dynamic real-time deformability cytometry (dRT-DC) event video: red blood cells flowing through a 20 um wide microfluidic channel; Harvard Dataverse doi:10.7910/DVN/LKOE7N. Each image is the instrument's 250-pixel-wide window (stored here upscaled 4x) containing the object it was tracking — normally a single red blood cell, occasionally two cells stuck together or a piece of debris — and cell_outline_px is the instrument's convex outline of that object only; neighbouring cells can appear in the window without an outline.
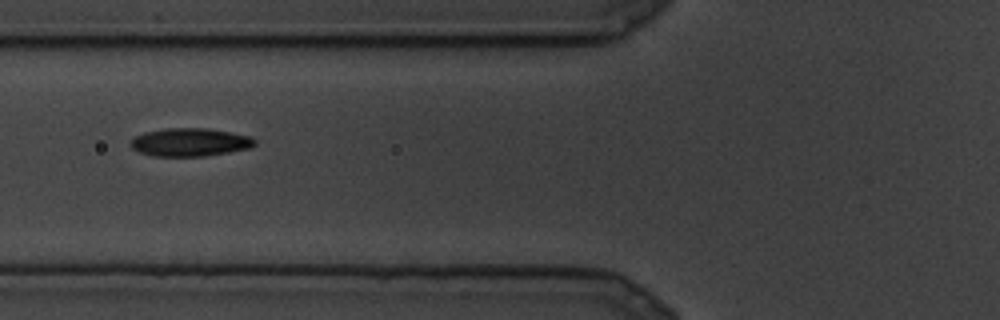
{"species": "common noctule bat (a hibernating species)", "species_latin": "Nyctalus noctula", "temperature_condition": "cold", "stored_images_in_passage": 14, "camera_frame_rate_fps": 3000, "um_per_image_px": 0.085, "animal": {"sex": "male", "body_mass_g": 19.5, "forearm_length_mm": 54.6}, "frame": {"image": 1, "passage_image": 11, "time_ms": 3.333, "image_size_px": [1000, 320], "cell_outline_px": [[256, 144], [252, 148], [204, 156], [152, 156], [140, 152], [132, 148], [132, 140], [136, 136], [144, 132], [164, 128], [204, 128], [228, 132], [248, 136], [256, 140]], "centroid_in_image_um": [16.15, 12.09], "position_along_channel_um": 109.6, "area_um2": 20.17}}
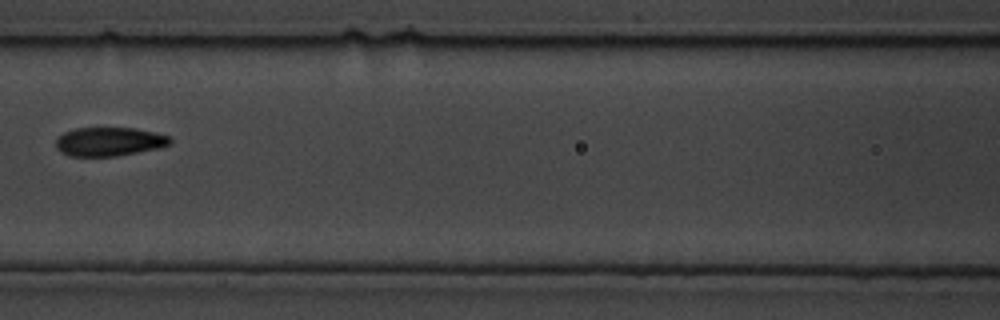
{"frame": {"image": 2, "passage_image": 13, "time_ms": 4.0, "image_size_px": [1000, 320], "cell_outline_px": [[172, 144], [156, 148], [116, 156], [68, 156], [60, 152], [56, 148], [56, 140], [64, 132], [76, 128], [136, 128], [168, 136], [172, 140]], "centroid_in_image_um": [9.25, 12.04], "position_along_channel_um": 157.4, "area_um2": 19.02}}